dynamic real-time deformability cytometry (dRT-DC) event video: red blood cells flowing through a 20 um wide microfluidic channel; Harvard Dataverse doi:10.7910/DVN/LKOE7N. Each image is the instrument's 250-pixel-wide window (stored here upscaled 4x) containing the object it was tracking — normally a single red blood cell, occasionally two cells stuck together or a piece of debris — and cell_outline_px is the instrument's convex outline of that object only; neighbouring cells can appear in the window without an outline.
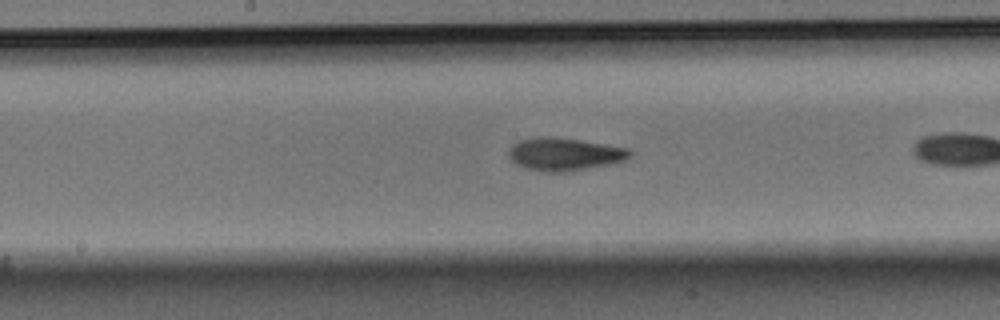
{"species": "Egyptian fruit bat (a non-hibernating species)", "species_latin": "Rousettus aegyptiacus", "temperature_condition": "warm", "stored_images_in_passage": 26, "camera_frame_rate_fps": 3000, "um_per_image_px": 0.085, "animal": {"sex": "male"}, "frame": {"image": 1, "passage_image": 12, "time_ms": 3.667, "image_size_px": [1000, 320], "cell_outline_px": [[632, 156], [624, 160], [612, 164], [564, 172], [548, 172], [524, 168], [516, 164], [508, 156], [508, 152], [512, 144], [520, 140], [536, 136], [552, 136], [580, 140], [628, 148], [632, 152]], "centroid_in_image_um": [47.96, 13.1], "position_along_channel_um": 200.2, "area_um2": 23.29}}
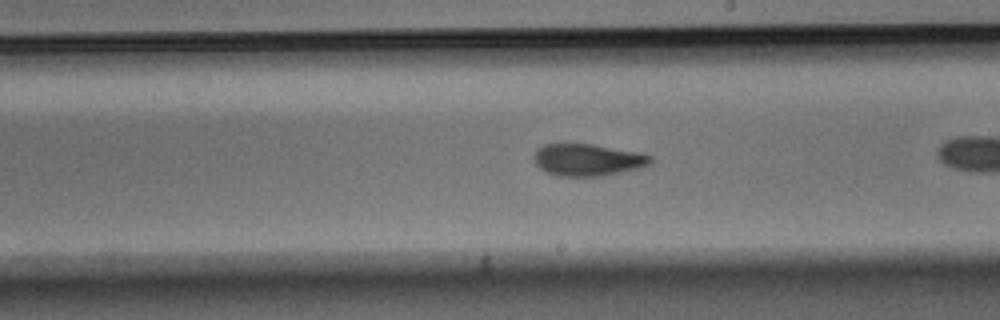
{"frame": {"image": 2, "passage_image": 15, "time_ms": 4.667, "image_size_px": [1000, 320], "cell_outline_px": [[652, 160], [648, 164], [640, 168], [604, 176], [556, 176], [540, 168], [536, 164], [532, 156], [536, 148], [544, 144], [592, 144], [644, 152], [652, 156]], "centroid_in_image_um": [49.97, 13.58], "position_along_channel_um": 239.0, "area_um2": 22.08}}